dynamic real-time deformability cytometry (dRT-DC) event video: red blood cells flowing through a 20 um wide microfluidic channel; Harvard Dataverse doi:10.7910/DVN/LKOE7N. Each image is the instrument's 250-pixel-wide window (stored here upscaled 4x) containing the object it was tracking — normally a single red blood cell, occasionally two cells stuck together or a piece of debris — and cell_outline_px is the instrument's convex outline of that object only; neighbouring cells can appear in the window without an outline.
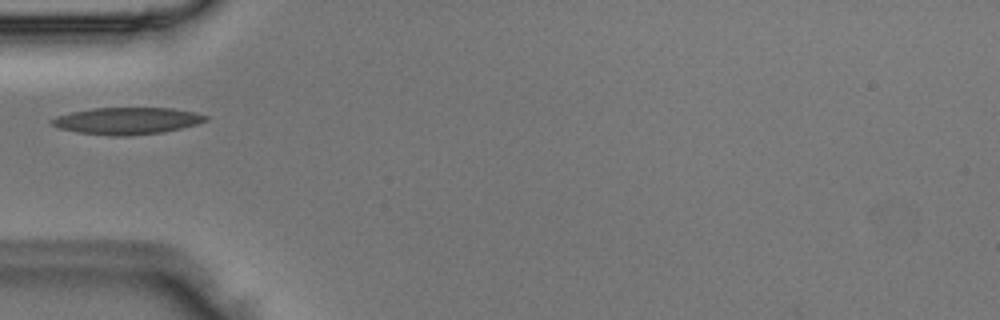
{"species": "Egyptian fruit bat (a non-hibernating species)", "species_latin": "Rousettus aegyptiacus", "temperature_condition": "room temperature", "stored_images_in_passage": 2, "camera_frame_rate_fps": 3000, "um_per_image_px": 0.085, "animal": {"sex": "male"}, "frame": {"image": 1, "passage_image": 1, "time_ms": 0.0, "image_size_px": [1000, 320], "cell_outline_px": [[208, 120], [196, 124], [180, 128], [160, 132], [128, 136], [112, 136], [76, 132], [60, 128], [52, 124], [48, 120], [56, 116], [72, 112], [92, 108], [172, 108], [196, 112], [208, 116]], "centroid_in_image_um": [10.78, 10.26], "position_along_channel_um": 74.2, "area_um2": 24.04}}
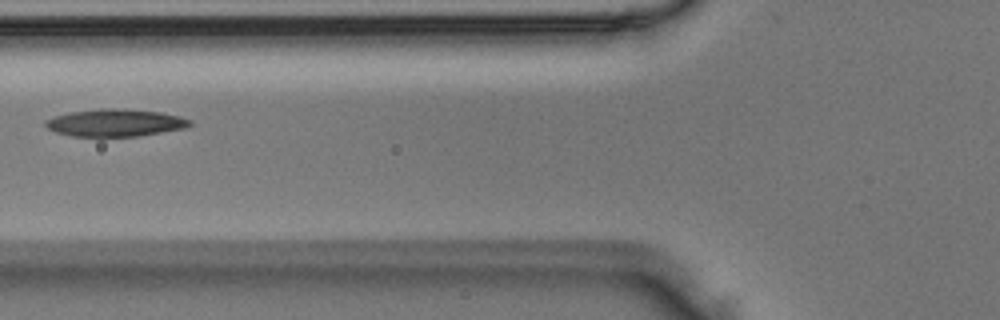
{"frame": {"image": 2, "passage_image": 2, "time_ms": 0.333, "image_size_px": [1000, 320], "cell_outline_px": [[192, 124], [184, 128], [140, 136], [72, 136], [56, 132], [48, 128], [44, 124], [44, 120], [52, 116], [72, 112], [104, 108], [124, 108], [160, 112], [180, 116], [192, 120]], "centroid_in_image_um": [9.8, 10.43], "position_along_channel_um": 116.0, "area_um2": 23.06}}